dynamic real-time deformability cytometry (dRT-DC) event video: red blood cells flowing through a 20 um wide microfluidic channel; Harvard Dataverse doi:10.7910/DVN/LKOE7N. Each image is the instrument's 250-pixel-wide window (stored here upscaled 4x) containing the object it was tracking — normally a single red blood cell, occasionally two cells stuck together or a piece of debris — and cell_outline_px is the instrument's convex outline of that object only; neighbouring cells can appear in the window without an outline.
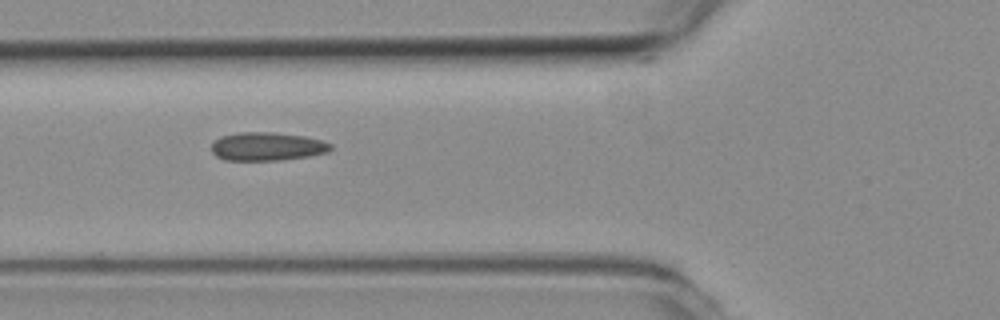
{"species": "common noctule bat (a hibernating species)", "species_latin": "Nyctalus noctula", "temperature_condition": "room temperature", "stored_images_in_passage": 8, "camera_frame_rate_fps": 3000, "um_per_image_px": 0.085, "animal": {"sex": "female", "body_mass_g": 19.3, "forearm_length_mm": 54.1}, "frame": {"image": 1, "passage_image": 4, "time_ms": 1.0, "image_size_px": [1000, 320], "cell_outline_px": [[332, 148], [328, 152], [308, 156], [280, 160], [224, 160], [216, 156], [212, 152], [212, 144], [220, 136], [236, 132], [276, 132], [304, 136], [320, 140], [332, 144]], "centroid_in_image_um": [22.69, 12.44], "position_along_channel_um": 103.1, "area_um2": 19.77}}
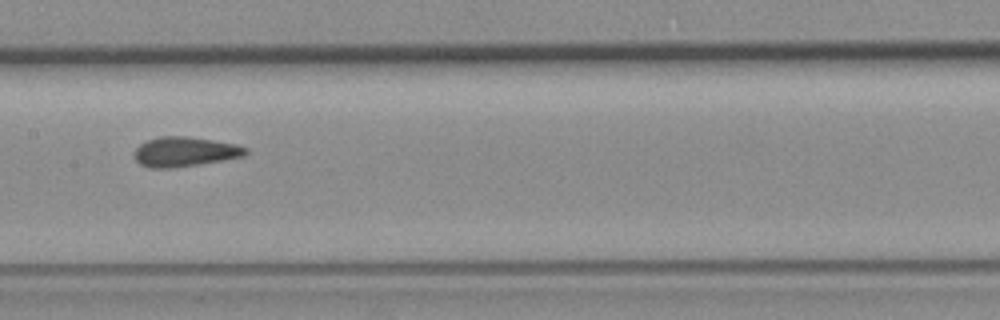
{"frame": {"image": 2, "passage_image": 6, "time_ms": 1.667, "image_size_px": [1000, 320], "cell_outline_px": [[248, 152], [244, 156], [224, 160], [168, 168], [148, 168], [140, 164], [136, 160], [132, 152], [140, 144], [148, 140], [160, 136], [188, 136], [236, 144], [248, 148]], "centroid_in_image_um": [15.69, 12.89], "position_along_channel_um": 191.7, "area_um2": 19.25}}
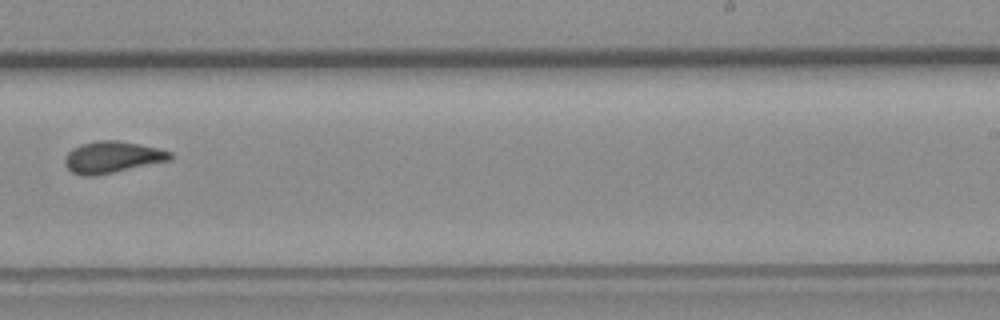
{"frame": {"image": 3, "passage_image": 8, "time_ms": 2.333, "image_size_px": [1000, 320], "cell_outline_px": [[172, 160], [96, 176], [80, 176], [72, 172], [68, 168], [64, 160], [68, 152], [72, 148], [80, 144], [96, 140], [120, 140], [140, 144], [172, 152]], "centroid_in_image_um": [9.54, 13.36], "position_along_channel_um": 279.5, "area_um2": 19.59}}